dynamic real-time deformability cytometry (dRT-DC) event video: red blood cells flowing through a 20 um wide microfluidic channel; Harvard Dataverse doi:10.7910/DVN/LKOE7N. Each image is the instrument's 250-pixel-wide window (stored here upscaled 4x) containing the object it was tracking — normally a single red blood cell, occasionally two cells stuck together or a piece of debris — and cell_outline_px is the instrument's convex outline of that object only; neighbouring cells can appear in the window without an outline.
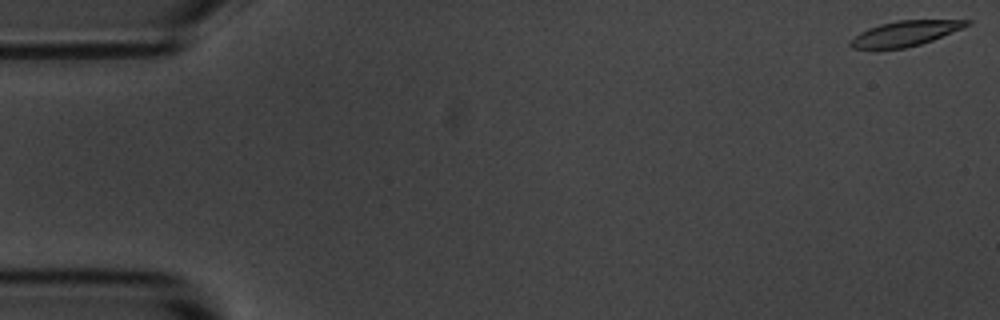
{"species": "common noctule bat (a hibernating species)", "species_latin": "Nyctalus noctula", "temperature_condition": "room temperature", "stored_images_in_passage": 57, "camera_frame_rate_fps": 3000, "um_per_image_px": 0.085, "animal": {"sex": "male", "body_mass_g": 20.1, "forearm_length_mm": 53.5}, "frame": {"image": 1, "passage_image": 1, "time_ms": 0.0, "image_size_px": [1000, 320], "cell_outline_px": [[972, 24], [964, 28], [932, 40], [920, 44], [904, 48], [852, 48], [848, 44], [848, 40], [860, 32], [868, 28], [880, 24], [896, 20], [972, 20]], "centroid_in_image_um": [76.95, 2.83], "position_along_channel_um": 8.1, "area_um2": 17.05}}
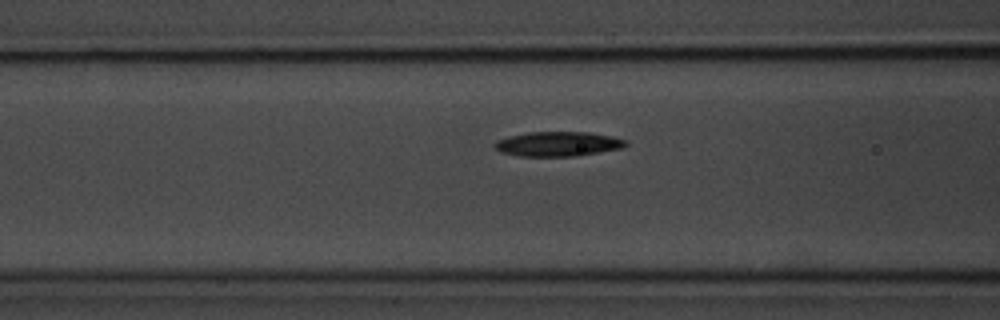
{"frame": {"image": 2, "passage_image": 22, "time_ms": 7.0, "image_size_px": [1000, 320], "cell_outline_px": [[628, 144], [624, 148], [576, 156], [520, 156], [500, 152], [492, 144], [496, 140], [508, 136], [528, 132], [588, 132], [612, 136], [628, 140]], "centroid_in_image_um": [47.44, 12.23], "position_along_channel_um": 119.2, "area_um2": 19.02}}
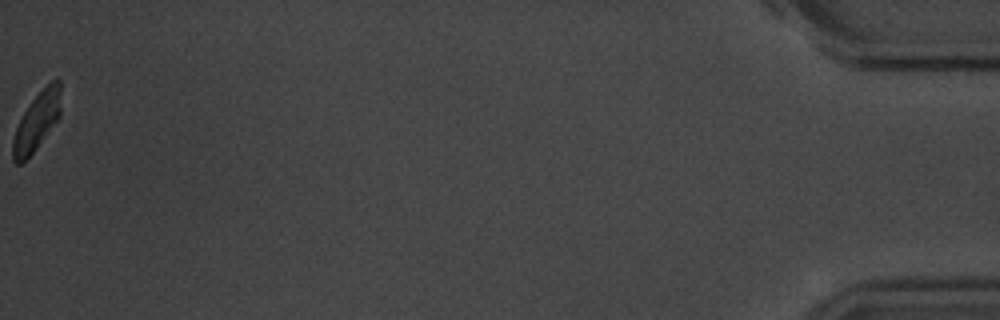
{"frame": {"image": 3, "passage_image": 57, "time_ms": 18.667, "image_size_px": [1000, 320], "cell_outline_px": [[60, 116], [32, 152], [20, 164], [16, 164], [12, 160], [12, 140], [16, 128], [24, 112], [32, 100], [52, 80], [60, 80]], "centroid_in_image_um": [3.11, 10.33], "position_along_channel_um": 432.1, "area_um2": 15.66}, "authors_computed_cell_mechanics": {"area_um2": 18.207, "velocity_mm_per_s": 3.5395, "shape_relaxation_time_tau1_ms": 2.9587, "shape_relaxation_time_tau2_ms": 10.4393, "deformation_change_tau1": 0.1467, "deformation_change_tau2": 0.1611}}